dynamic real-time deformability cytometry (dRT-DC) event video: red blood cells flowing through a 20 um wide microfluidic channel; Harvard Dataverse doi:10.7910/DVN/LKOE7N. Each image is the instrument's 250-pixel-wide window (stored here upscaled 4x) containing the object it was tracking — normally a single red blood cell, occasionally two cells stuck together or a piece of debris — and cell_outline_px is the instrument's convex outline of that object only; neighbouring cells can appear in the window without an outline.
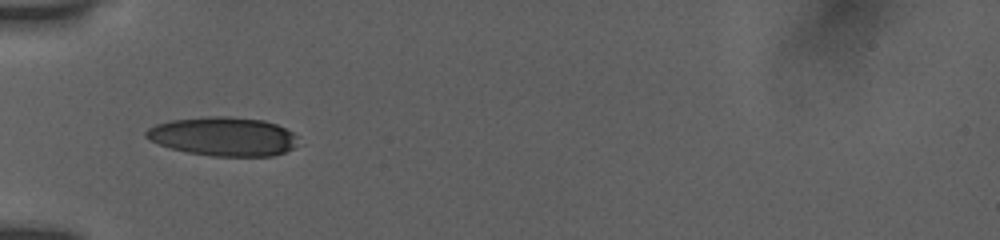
{"species": "human", "species_latin": "Homo sapiens", "temperature_condition": "room temperature", "stored_images_in_passage": 10, "camera_frame_rate_fps": 3000, "um_per_image_px": 0.085, "donor": {"sex": "female"}, "frame": {"image": 1, "passage_image": 7, "time_ms": 5.333, "image_size_px": [1000, 240], "cell_outline_px": [[296, 144], [292, 148], [284, 152], [272, 156], [212, 156], [188, 152], [172, 148], [148, 140], [144, 136], [144, 132], [148, 128], [156, 124], [172, 120], [208, 116], [228, 116], [264, 120], [276, 124], [292, 132], [296, 136]], "centroid_in_image_um": [18.96, 11.59], "position_along_channel_um": 66.0, "area_um2": 34.33}}
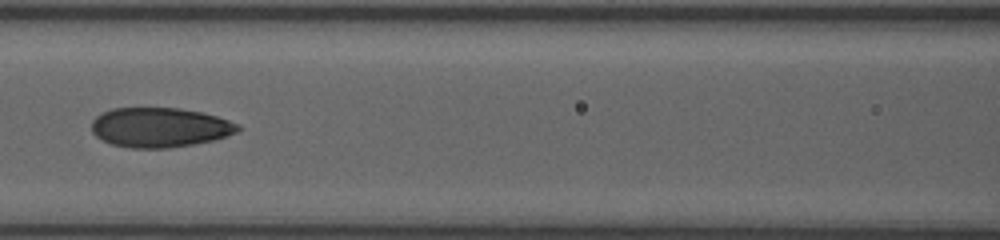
{"frame": {"image": 2, "passage_image": 9, "time_ms": 7.667, "image_size_px": [1000, 240], "cell_outline_px": [[240, 128], [236, 132], [212, 140], [192, 144], [168, 148], [132, 148], [112, 144], [96, 136], [92, 132], [92, 120], [96, 116], [112, 108], [180, 108], [200, 112], [216, 116], [240, 124]], "centroid_in_image_um": [13.56, 10.82], "position_along_channel_um": 153.0, "area_um2": 33.52}}
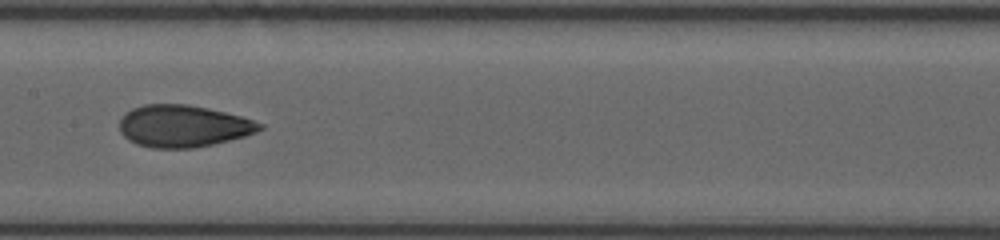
{"frame": {"image": 3, "passage_image": 10, "time_ms": 8.667, "image_size_px": [1000, 240], "cell_outline_px": [[264, 128], [256, 132], [244, 136], [196, 148], [152, 148], [136, 144], [128, 140], [120, 132], [120, 120], [124, 112], [132, 108], [144, 104], [188, 104], [208, 108], [240, 116], [264, 124]], "centroid_in_image_um": [15.54, 10.71], "position_along_channel_um": 191.9, "area_um2": 34.39}}